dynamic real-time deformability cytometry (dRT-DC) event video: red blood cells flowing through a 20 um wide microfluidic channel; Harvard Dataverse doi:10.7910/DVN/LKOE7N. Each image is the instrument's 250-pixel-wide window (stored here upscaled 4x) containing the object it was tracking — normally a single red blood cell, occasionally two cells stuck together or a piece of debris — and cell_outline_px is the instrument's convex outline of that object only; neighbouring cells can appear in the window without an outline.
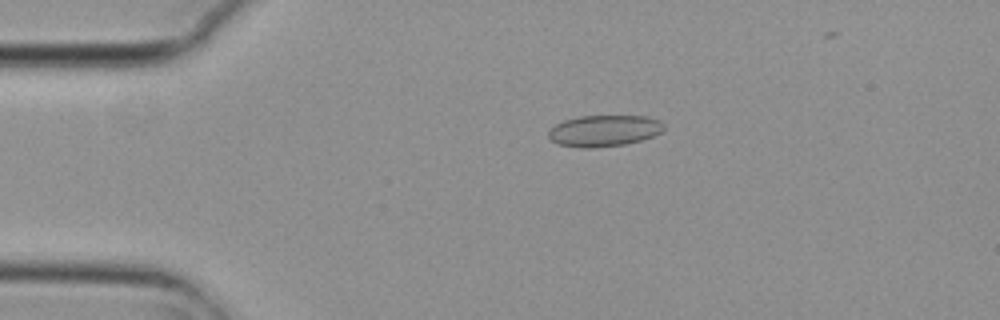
{"species": "common noctule bat (a hibernating species)", "species_latin": "Nyctalus noctula", "temperature_condition": "cold", "stored_images_in_passage": 8, "camera_frame_rate_fps": 3000, "um_per_image_px": 0.085, "animal": {"sex": "female", "body_mass_g": 29.2, "forearm_length_mm": 56.3}, "frame": {"image": 1, "passage_image": 2, "time_ms": 0.333, "image_size_px": [1000, 320], "cell_outline_px": [[664, 128], [660, 132], [652, 136], [640, 140], [624, 144], [592, 148], [580, 148], [556, 144], [548, 136], [548, 128], [564, 120], [580, 116], [648, 116], [660, 120], [664, 124]], "centroid_in_image_um": [51.31, 11.11], "position_along_channel_um": 33.7, "area_um2": 21.15}}
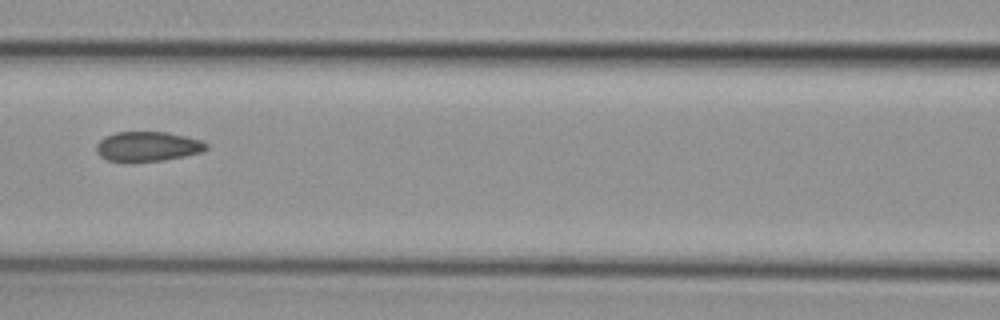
{"frame": {"image": 2, "passage_image": 5, "time_ms": 1.333, "image_size_px": [1000, 320], "cell_outline_px": [[208, 148], [200, 152], [184, 156], [164, 160], [108, 160], [100, 156], [96, 152], [96, 144], [104, 136], [116, 132], [168, 132], [200, 140], [208, 144]], "centroid_in_image_um": [12.54, 12.42], "position_along_channel_um": 154.1, "area_um2": 18.67}}
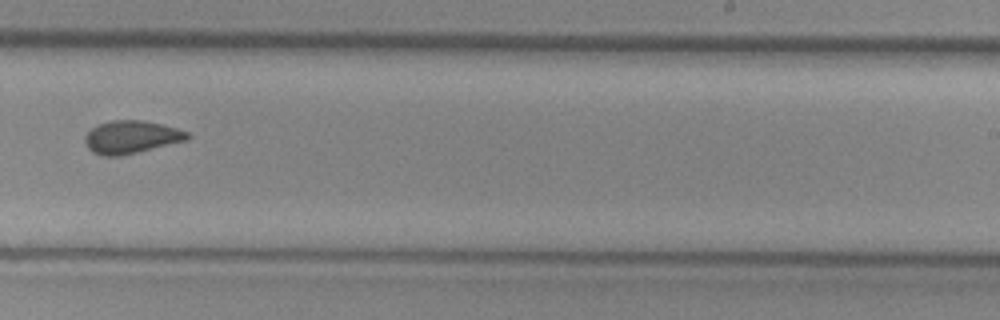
{"frame": {"image": 3, "passage_image": 8, "time_ms": 2.333, "image_size_px": [1000, 320], "cell_outline_px": [[192, 136], [188, 140], [120, 156], [104, 156], [92, 152], [88, 148], [84, 140], [84, 136], [92, 128], [100, 124], [112, 120], [140, 120], [164, 124], [188, 132]], "centroid_in_image_um": [11.17, 11.65], "position_along_channel_um": 277.8, "area_um2": 19.59}}